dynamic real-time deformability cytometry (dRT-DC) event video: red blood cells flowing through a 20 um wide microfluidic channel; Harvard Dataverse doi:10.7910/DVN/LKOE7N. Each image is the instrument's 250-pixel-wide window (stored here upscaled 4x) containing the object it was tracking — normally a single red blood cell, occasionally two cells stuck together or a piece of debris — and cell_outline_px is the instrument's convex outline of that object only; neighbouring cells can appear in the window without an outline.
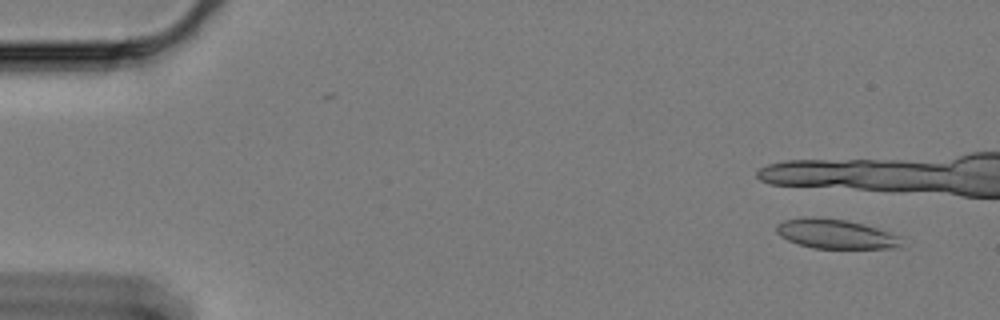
{"species": "Egyptian fruit bat (a non-hibernating species)", "species_latin": "Rousettus aegyptiacus", "temperature_condition": "cold", "stored_images_in_passage": 10, "camera_frame_rate_fps": 3000, "um_per_image_px": 0.085, "animal": {"sex": "female"}, "frame": {"image": 1, "passage_image": 4, "time_ms": 1.0, "image_size_px": [1000, 320], "cell_outline_px": [[900, 248], [812, 248], [788, 240], [780, 236], [776, 232], [776, 224], [784, 220], [800, 216], [812, 216], [844, 220], [864, 224], [900, 236]], "centroid_in_image_um": [70.97, 19.87], "position_along_channel_um": 14.0, "area_um2": 21.44}}